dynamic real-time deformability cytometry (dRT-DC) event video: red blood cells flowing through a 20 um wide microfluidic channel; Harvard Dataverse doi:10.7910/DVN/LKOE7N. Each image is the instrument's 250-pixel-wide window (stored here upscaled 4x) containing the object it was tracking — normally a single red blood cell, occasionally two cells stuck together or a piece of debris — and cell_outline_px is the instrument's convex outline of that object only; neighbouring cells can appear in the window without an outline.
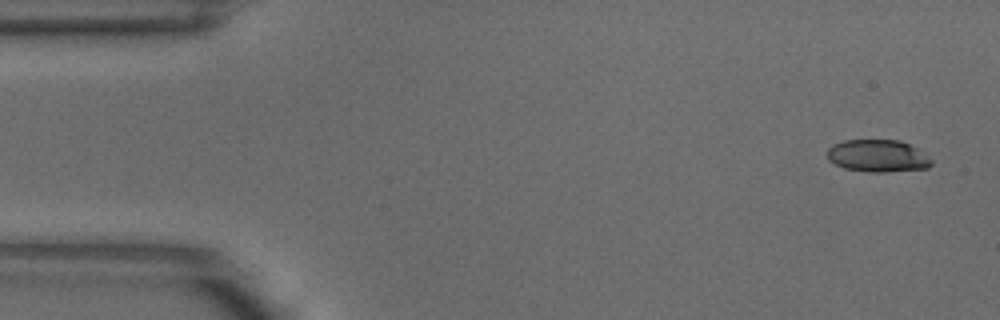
{"species": "common noctule bat (a hibernating species)", "species_latin": "Nyctalus noctula", "temperature_condition": "warm", "stored_images_in_passage": 3, "camera_frame_rate_fps": 3000, "um_per_image_px": 0.085, "animal": {"sex": "male", "body_mass_g": 18.8}, "frame": {"image": 1, "passage_image": 1, "time_ms": 0.0, "image_size_px": [1000, 320], "cell_outline_px": [[932, 164], [928, 168], [884, 172], [868, 172], [844, 168], [828, 160], [828, 148], [832, 144], [844, 140], [900, 140], [916, 148], [928, 156], [932, 160]], "centroid_in_image_um": [74.6, 13.25], "position_along_channel_um": 10.4, "area_um2": 19.59}}
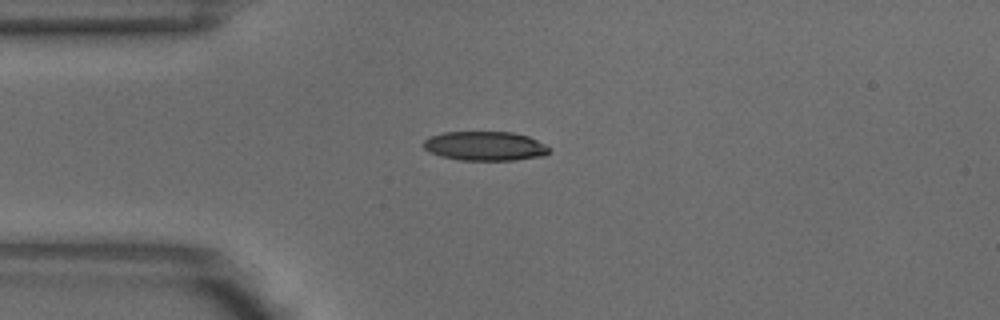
{"frame": {"image": 2, "passage_image": 3, "time_ms": 0.667, "image_size_px": [1000, 320], "cell_outline_px": [[552, 148], [544, 156], [516, 160], [460, 160], [440, 156], [428, 152], [424, 148], [424, 140], [428, 136], [444, 132], [512, 132], [528, 136]], "centroid_in_image_um": [41.21, 12.41], "position_along_channel_um": 43.8, "area_um2": 21.56}}